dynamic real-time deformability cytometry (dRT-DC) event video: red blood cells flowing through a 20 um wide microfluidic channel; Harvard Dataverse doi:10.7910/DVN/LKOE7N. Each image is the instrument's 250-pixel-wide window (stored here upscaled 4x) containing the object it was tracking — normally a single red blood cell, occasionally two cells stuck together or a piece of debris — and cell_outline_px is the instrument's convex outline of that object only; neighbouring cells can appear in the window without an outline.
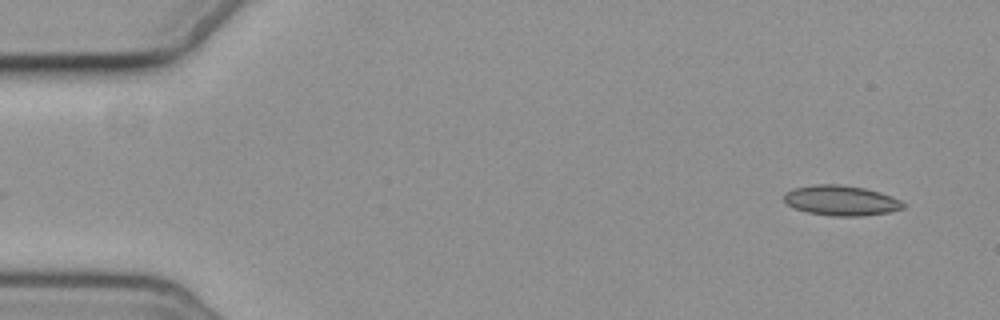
{"species": "common noctule bat (a hibernating species)", "species_latin": "Nyctalus noctula", "temperature_condition": "cold", "stored_images_in_passage": 2, "camera_frame_rate_fps": 3000, "um_per_image_px": 0.085, "animal": {"sex": "female", "body_mass_g": 19.3, "forearm_length_mm": 54.1}, "frame": {"image": 1, "passage_image": 2, "time_ms": 1.333, "image_size_px": [1000, 320], "cell_outline_px": [[904, 208], [888, 212], [860, 216], [832, 216], [808, 212], [792, 208], [784, 200], [784, 192], [792, 188], [816, 184], [836, 184], [864, 188], [880, 192], [892, 196], [900, 200], [904, 204]], "centroid_in_image_um": [71.46, 17.04], "position_along_channel_um": 13.5, "area_um2": 20.92}}